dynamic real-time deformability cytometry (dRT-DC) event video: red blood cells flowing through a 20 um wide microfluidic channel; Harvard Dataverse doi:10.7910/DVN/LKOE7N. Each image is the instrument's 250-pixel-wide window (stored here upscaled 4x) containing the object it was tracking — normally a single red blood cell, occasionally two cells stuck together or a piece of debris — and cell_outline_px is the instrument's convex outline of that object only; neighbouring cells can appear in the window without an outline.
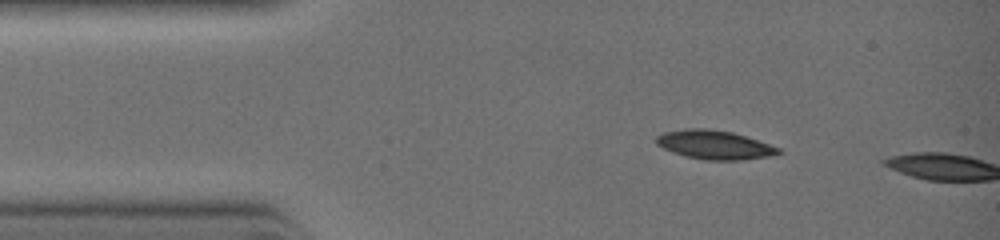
{"species": "common noctule bat (a hibernating species)", "species_latin": "Nyctalus noctula", "temperature_condition": "warm", "stored_images_in_passage": 6, "camera_frame_rate_fps": 3000, "um_per_image_px": 0.085, "animal": {"sex": "female", "body_mass_g": 19.0, "forearm_length_mm": 51.5}, "frame": {"image": 1, "passage_image": 5, "time_ms": 1.333, "image_size_px": [1000, 240], "cell_outline_px": [[784, 152], [772, 156], [740, 160], [704, 160], [684, 156], [672, 152], [656, 144], [656, 136], [664, 132], [684, 128], [704, 128], [732, 132], [780, 148]], "centroid_in_image_um": [60.72, 12.31], "position_along_channel_um": 24.3, "area_um2": 20.58}}